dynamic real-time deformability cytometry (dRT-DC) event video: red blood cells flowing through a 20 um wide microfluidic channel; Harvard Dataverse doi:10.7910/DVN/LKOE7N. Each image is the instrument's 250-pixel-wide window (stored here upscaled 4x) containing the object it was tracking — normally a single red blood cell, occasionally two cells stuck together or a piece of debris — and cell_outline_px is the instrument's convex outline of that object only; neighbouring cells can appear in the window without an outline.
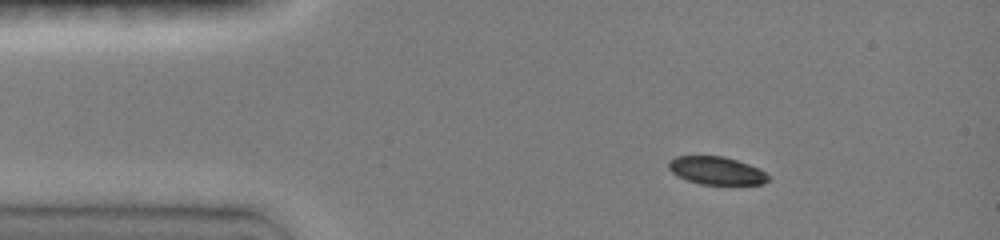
{"species": "common noctule bat (a hibernating species)", "species_latin": "Nyctalus noctula", "temperature_condition": "room temperature", "stored_images_in_passage": 3, "camera_frame_rate_fps": 3000, "um_per_image_px": 0.085, "animal": {"sex": "female", "body_mass_g": 19.0, "forearm_length_mm": 51.5}, "frame": {"image": 1, "passage_image": 1, "time_ms": 0.0, "image_size_px": [1000, 240], "cell_outline_px": [[768, 180], [764, 184], [700, 184], [688, 180], [672, 172], [668, 168], [668, 160], [676, 156], [724, 156], [760, 168], [768, 176]], "centroid_in_image_um": [60.89, 14.49], "position_along_channel_um": 24.1, "area_um2": 16.07}}